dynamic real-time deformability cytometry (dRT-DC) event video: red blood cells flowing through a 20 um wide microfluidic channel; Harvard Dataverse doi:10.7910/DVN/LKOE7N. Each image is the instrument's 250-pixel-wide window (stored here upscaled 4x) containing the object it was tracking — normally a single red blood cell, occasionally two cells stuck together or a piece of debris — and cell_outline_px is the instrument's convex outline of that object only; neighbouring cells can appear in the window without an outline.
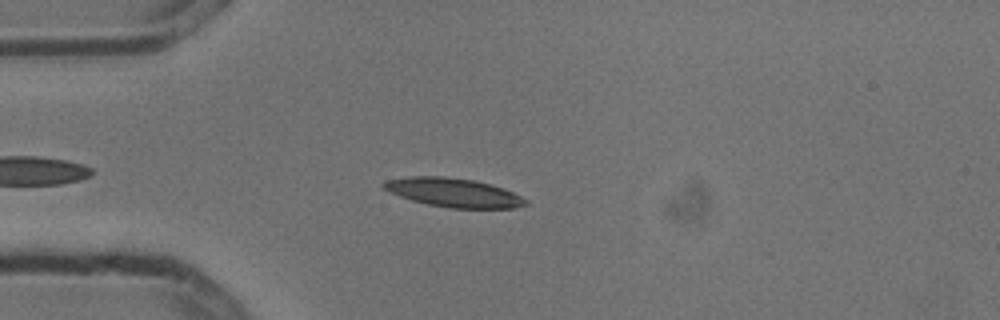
{"species": "common noctule bat (a hibernating species)", "species_latin": "Nyctalus noctula", "temperature_condition": "cold", "stored_images_in_passage": 6, "camera_frame_rate_fps": 3000, "um_per_image_px": 0.085, "animal": {"sex": "male", "body_mass_g": 13.3}, "frame": {"image": 1, "passage_image": 3, "time_ms": 0.667, "image_size_px": [1000, 320], "cell_outline_px": [[528, 204], [512, 208], [448, 208], [428, 204], [412, 200], [388, 192], [380, 184], [388, 180], [408, 176], [444, 176], [472, 180], [488, 184], [512, 192], [528, 200]], "centroid_in_image_um": [38.51, 16.37], "position_along_channel_um": 46.5, "area_um2": 23.64}}
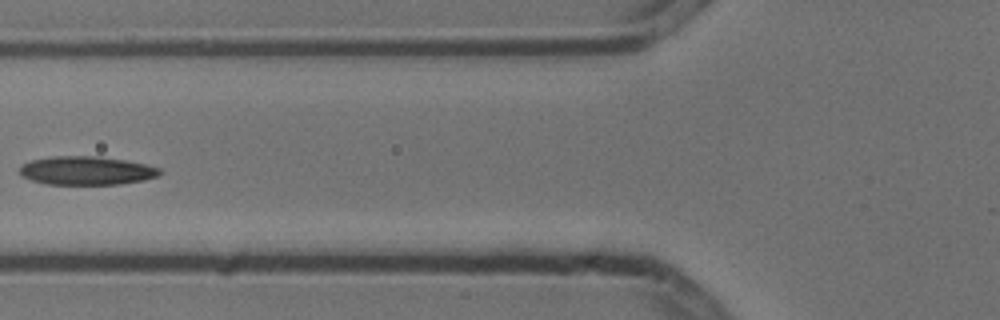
{"frame": {"image": 2, "passage_image": 5, "time_ms": 1.333, "image_size_px": [1000, 320], "cell_outline_px": [[164, 172], [160, 176], [144, 180], [120, 184], [48, 184], [32, 180], [24, 176], [20, 172], [20, 168], [24, 164], [32, 160], [52, 156], [96, 156], [124, 160], [148, 164], [160, 168]], "centroid_in_image_um": [7.44, 14.5], "position_along_channel_um": 118.4, "area_um2": 23.29}}
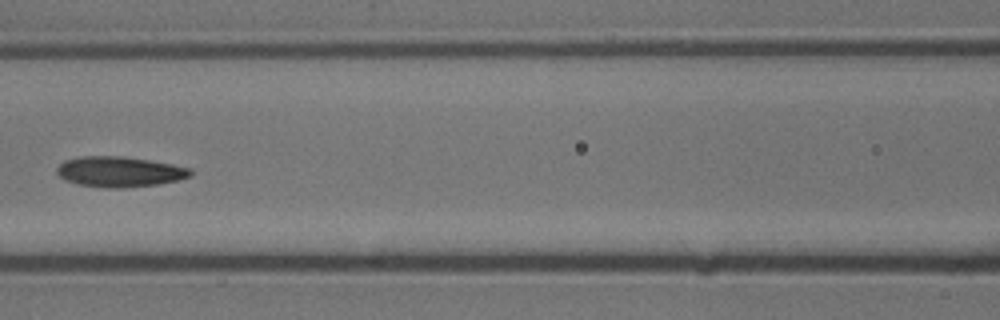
{"frame": {"image": 3, "passage_image": 6, "time_ms": 1.667, "image_size_px": [1000, 320], "cell_outline_px": [[192, 176], [180, 180], [156, 184], [124, 188], [104, 188], [80, 184], [64, 180], [56, 172], [56, 168], [64, 160], [80, 156], [124, 156], [172, 164], [192, 168]], "centroid_in_image_um": [10.17, 14.59], "position_along_channel_um": 156.4, "area_um2": 23.81}}